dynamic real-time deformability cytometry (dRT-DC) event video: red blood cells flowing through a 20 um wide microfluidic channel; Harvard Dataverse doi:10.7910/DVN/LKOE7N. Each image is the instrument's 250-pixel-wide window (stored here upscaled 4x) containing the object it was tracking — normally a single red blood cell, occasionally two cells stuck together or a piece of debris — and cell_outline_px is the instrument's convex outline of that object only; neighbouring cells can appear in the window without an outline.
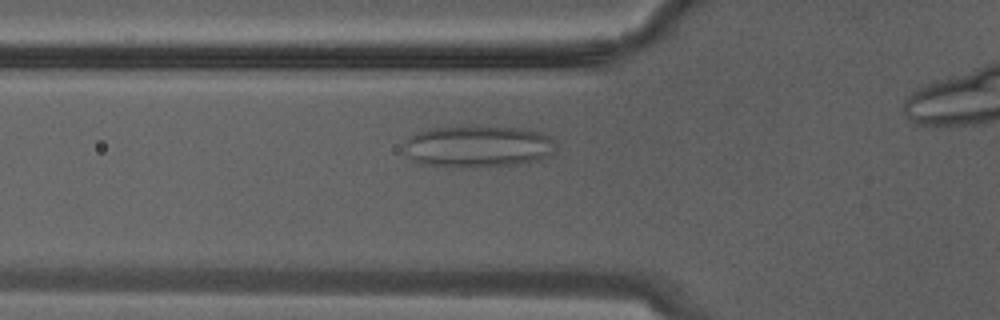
{"species": "Egyptian fruit bat (a non-hibernating species)", "species_latin": "Rousettus aegyptiacus", "temperature_condition": "warm", "stored_images_in_passage": 15, "camera_frame_rate_fps": 3000, "um_per_image_px": 0.085, "animal": {"sex": "male"}, "frame": {"image": 1, "passage_image": 7, "time_ms": 2.0, "image_size_px": [1000, 320], "cell_outline_px": [[556, 144], [552, 152], [548, 156], [540, 160], [516, 164], [472, 168], [460, 168], [420, 164], [412, 160], [404, 152], [404, 144], [416, 132], [432, 128], [528, 128], [544, 132]], "centroid_in_image_um": [40.63, 12.48], "position_along_channel_um": 85.2, "area_um2": 36.88}}